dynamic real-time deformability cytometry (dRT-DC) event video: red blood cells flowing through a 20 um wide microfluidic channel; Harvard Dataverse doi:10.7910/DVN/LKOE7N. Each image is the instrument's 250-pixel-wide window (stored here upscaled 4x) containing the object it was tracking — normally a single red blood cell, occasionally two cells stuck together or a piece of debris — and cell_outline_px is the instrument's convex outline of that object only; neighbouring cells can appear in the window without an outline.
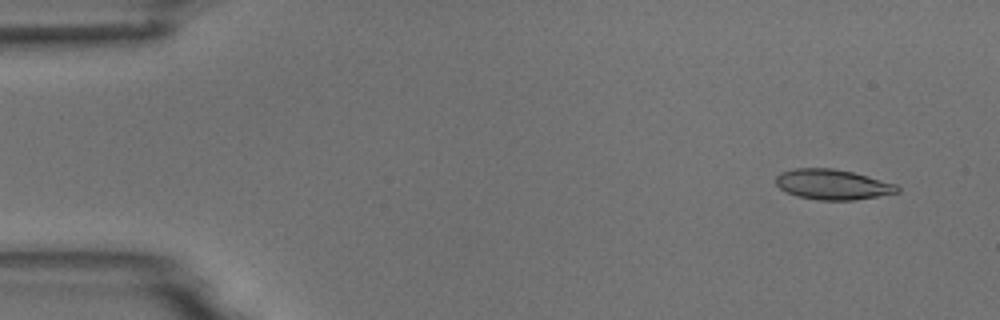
{"species": "common noctule bat (a hibernating species)", "species_latin": "Nyctalus noctula", "temperature_condition": "room temperature", "stored_images_in_passage": 44, "camera_frame_rate_fps": 3000, "um_per_image_px": 0.085, "animal": {"sex": "male", "body_mass_g": 18.8}, "frame": {"image": 1, "passage_image": 4, "time_ms": 1.0, "image_size_px": [1000, 320], "cell_outline_px": [[900, 192], [852, 200], [816, 200], [796, 196], [780, 188], [776, 184], [776, 176], [780, 172], [792, 168], [832, 168], [852, 172], [868, 176], [896, 184], [900, 188]], "centroid_in_image_um": [70.75, 15.67], "position_along_channel_um": 14.3, "area_um2": 21.39}}
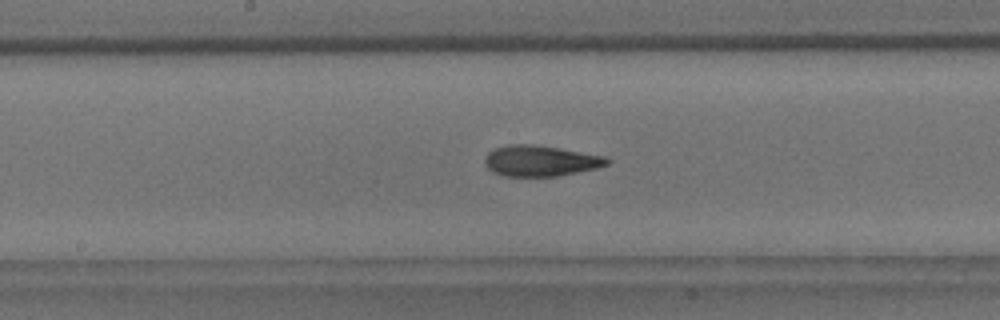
{"frame": {"image": 2, "passage_image": 28, "time_ms": 9.0, "image_size_px": [1000, 320], "cell_outline_px": [[612, 160], [608, 164], [596, 168], [560, 176], [504, 176], [492, 172], [484, 164], [484, 156], [488, 152], [496, 148], [508, 144], [532, 144], [560, 148], [608, 156]], "centroid_in_image_um": [45.95, 13.67], "position_along_channel_um": 202.2, "area_um2": 22.25}}
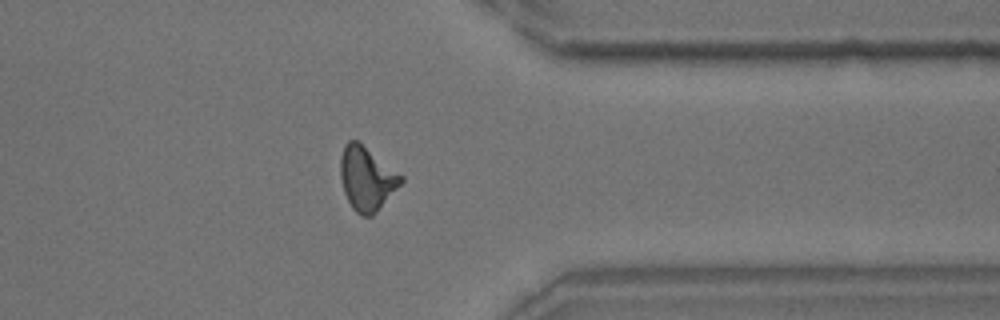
{"frame": {"image": 3, "passage_image": 43, "time_ms": 14.0, "image_size_px": [1000, 320], "cell_outline_px": [[404, 180], [376, 212], [372, 216], [360, 216], [352, 208], [344, 192], [340, 176], [340, 156], [344, 144], [348, 140], [360, 140], [404, 176]], "centroid_in_image_um": [31.17, 15.12], "position_along_channel_um": 380.2, "area_um2": 22.89}}